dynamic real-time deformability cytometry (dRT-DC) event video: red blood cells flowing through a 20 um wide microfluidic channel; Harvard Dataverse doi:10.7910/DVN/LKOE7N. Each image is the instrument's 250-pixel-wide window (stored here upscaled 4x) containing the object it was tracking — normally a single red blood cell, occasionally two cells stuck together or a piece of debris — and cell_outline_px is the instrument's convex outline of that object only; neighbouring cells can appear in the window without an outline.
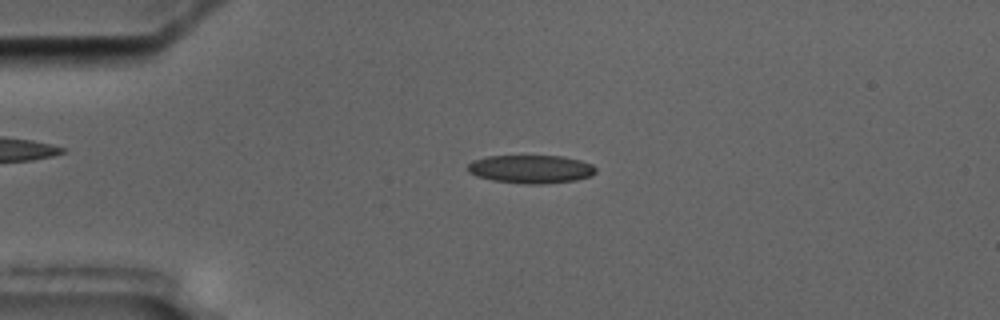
{"species": "common noctule bat (a hibernating species)", "species_latin": "Nyctalus noctula", "temperature_condition": "cold", "stored_images_in_passage": 4, "camera_frame_rate_fps": 3000, "um_per_image_px": 0.085, "animal": {"sex": "male", "body_mass_g": 17.5, "forearm_length_mm": 52.3}, "frame": {"image": 1, "passage_image": 2, "time_ms": 1.0, "image_size_px": [1000, 320], "cell_outline_px": [[596, 172], [592, 176], [576, 180], [540, 184], [524, 184], [492, 180], [476, 176], [468, 172], [468, 164], [472, 160], [488, 156], [564, 156], [580, 160], [592, 164], [596, 168]], "centroid_in_image_um": [45.13, 14.37], "position_along_channel_um": 39.9, "area_um2": 21.21}}
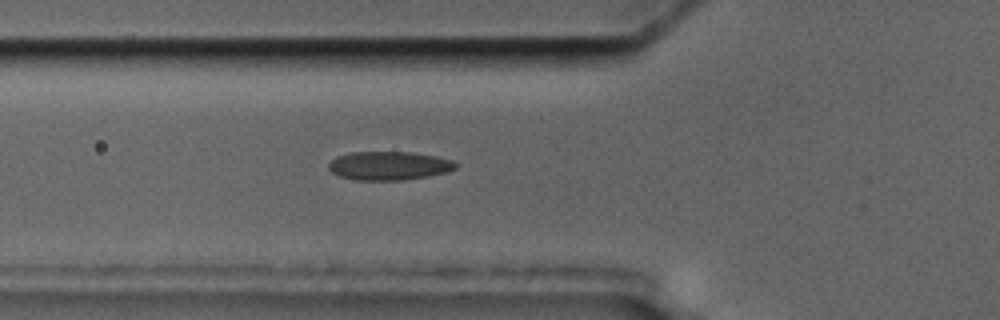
{"frame": {"image": 2, "passage_image": 4, "time_ms": 3.333, "image_size_px": [1000, 320], "cell_outline_px": [[456, 168], [448, 172], [428, 176], [400, 180], [356, 180], [340, 176], [332, 172], [328, 168], [328, 164], [336, 156], [348, 152], [412, 152], [436, 156], [452, 160], [456, 164]], "centroid_in_image_um": [33.05, 14.08], "position_along_channel_um": 92.8, "area_um2": 21.21}}